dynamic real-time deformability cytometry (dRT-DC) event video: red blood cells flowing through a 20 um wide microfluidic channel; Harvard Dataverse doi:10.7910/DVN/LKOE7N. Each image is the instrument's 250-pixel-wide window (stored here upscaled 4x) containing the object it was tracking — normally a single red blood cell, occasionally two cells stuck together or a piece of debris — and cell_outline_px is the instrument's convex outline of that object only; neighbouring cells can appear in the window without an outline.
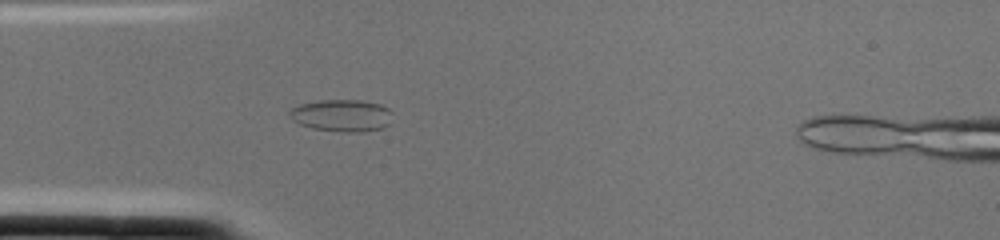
{"species": "common noctule bat (a hibernating species)", "species_latin": "Nyctalus noctula", "temperature_condition": "cold", "stored_images_in_passage": 3, "camera_frame_rate_fps": 3000, "um_per_image_px": 0.085, "animal": {"sex": "female", "body_mass_g": 22.0, "forearm_length_mm": 56.7}, "frame": {"image": 1, "passage_image": 2, "time_ms": 0.333, "image_size_px": [1000, 240], "cell_outline_px": [[392, 112], [388, 124], [384, 128], [364, 132], [344, 132], [312, 128], [300, 124], [292, 120], [288, 116], [288, 112], [292, 108], [300, 104], [320, 100], [360, 100], [380, 104], [388, 108]], "centroid_in_image_um": [29.04, 9.82], "position_along_channel_um": 56.0, "area_um2": 19.36}}